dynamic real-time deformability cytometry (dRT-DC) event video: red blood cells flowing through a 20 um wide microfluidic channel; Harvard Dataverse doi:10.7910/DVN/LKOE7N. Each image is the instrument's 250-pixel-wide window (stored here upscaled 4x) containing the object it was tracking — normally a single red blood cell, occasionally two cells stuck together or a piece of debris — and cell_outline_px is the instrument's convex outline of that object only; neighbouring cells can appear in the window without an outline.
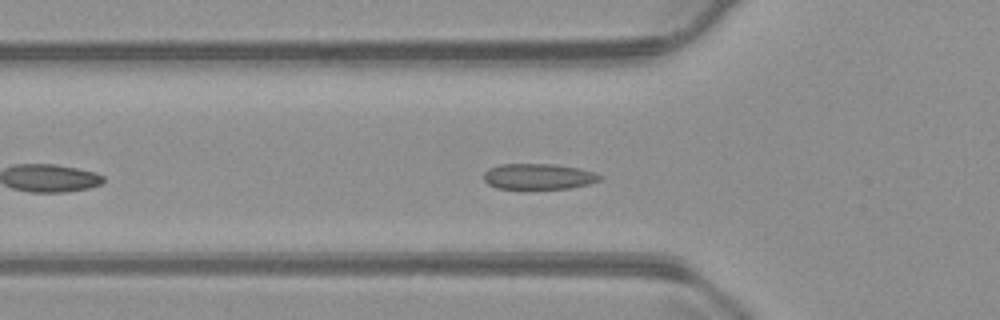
{"species": "common noctule bat (a hibernating species)", "species_latin": "Nyctalus noctula", "temperature_condition": "warm", "stored_images_in_passage": 35, "camera_frame_rate_fps": 3000, "um_per_image_px": 0.085, "animal": {"sex": "male", "body_mass_g": 23.1, "forearm_length_mm": 52.7}, "frame": {"image": 1, "passage_image": 9, "time_ms": 2.667, "image_size_px": [1000, 320], "cell_outline_px": [[604, 176], [600, 180], [588, 184], [572, 188], [496, 188], [488, 184], [484, 180], [484, 172], [488, 168], [500, 164], [552, 164], [580, 168], [596, 172]], "centroid_in_image_um": [45.8, 14.99], "position_along_channel_um": 80.0, "area_um2": 17.46}}
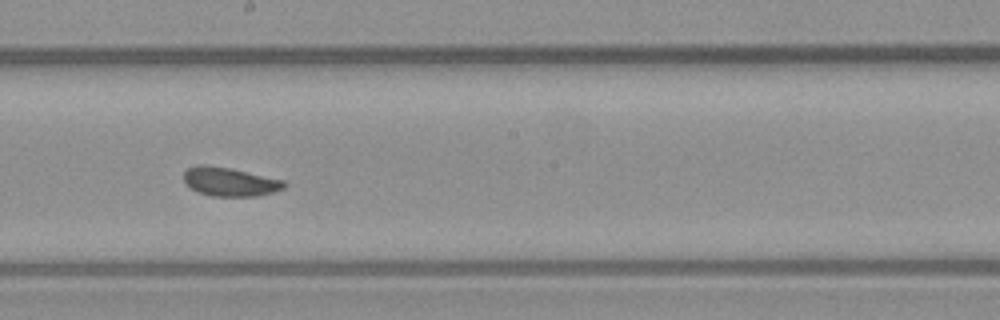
{"frame": {"image": 2, "passage_image": 21, "time_ms": 6.667, "image_size_px": [1000, 320], "cell_outline_px": [[288, 184], [284, 188], [272, 192], [256, 196], [212, 196], [196, 192], [184, 180], [184, 172], [188, 168], [196, 164], [204, 164], [232, 168], [284, 180]], "centroid_in_image_um": [19.54, 15.43], "position_along_channel_um": 228.7, "area_um2": 16.94}}
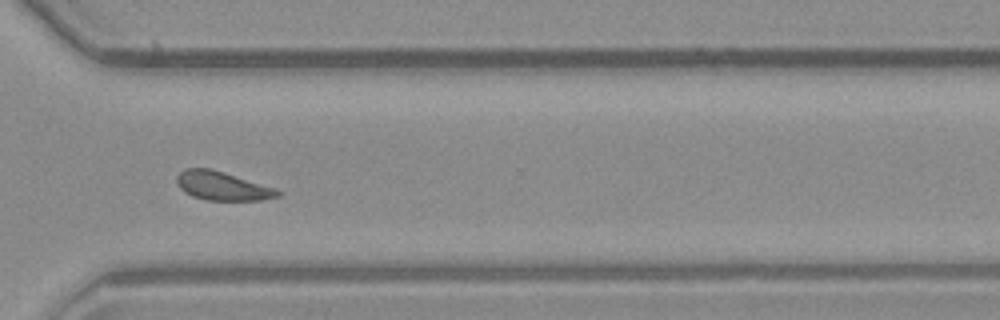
{"frame": {"image": 3, "passage_image": 31, "time_ms": 10.0, "image_size_px": [1000, 320], "cell_outline_px": [[280, 196], [260, 200], [204, 200], [192, 196], [184, 192], [180, 188], [176, 180], [176, 176], [184, 168], [208, 168], [224, 172], [276, 188], [280, 192]], "centroid_in_image_um": [18.87, 15.8], "position_along_channel_um": 351.7, "area_um2": 16.88}, "authors_computed_cell_mechanics": {"area_um2": 16.9932, "velocity_mm_per_s": 3.6998, "shape_relaxation_time_tau1_ms": 1.3535, "shape_relaxation_time_tau2_ms": null, "deformation_change_tau1": 0.0716, "deformation_change_tau2": null}}